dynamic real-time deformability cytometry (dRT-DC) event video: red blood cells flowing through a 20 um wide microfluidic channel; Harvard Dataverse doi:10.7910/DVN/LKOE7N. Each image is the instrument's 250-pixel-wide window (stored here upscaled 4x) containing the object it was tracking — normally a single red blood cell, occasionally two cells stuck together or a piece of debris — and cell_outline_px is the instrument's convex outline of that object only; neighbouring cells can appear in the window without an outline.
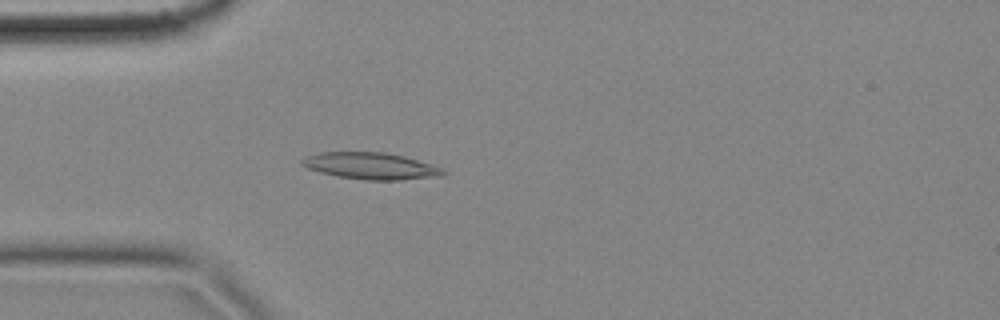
{"species": "common noctule bat (a hibernating species)", "species_latin": "Nyctalus noctula", "temperature_condition": "cold", "stored_images_in_passage": 58, "camera_frame_rate_fps": 3000, "um_per_image_px": 0.085, "animal": {"sex": "female", "body_mass_g": 18.4}, "frame": {"image": 1, "passage_image": 16, "time_ms": 5.0, "image_size_px": [1000, 320], "cell_outline_px": [[448, 172], [444, 176], [400, 180], [364, 180], [336, 176], [320, 172], [308, 168], [300, 164], [300, 160], [304, 156], [320, 152], [384, 152], [404, 156], [432, 164]], "centroid_in_image_um": [31.51, 14.11], "position_along_channel_um": 53.5, "area_um2": 22.2}}
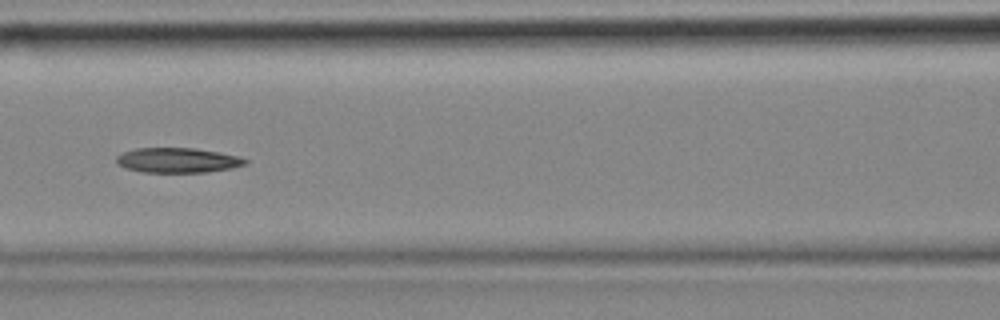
{"frame": {"image": 2, "passage_image": 25, "time_ms": 8.0, "image_size_px": [1000, 320], "cell_outline_px": [[248, 164], [232, 168], [208, 172], [144, 172], [124, 168], [116, 164], [116, 156], [124, 152], [136, 148], [196, 148], [220, 152], [240, 156], [248, 160]], "centroid_in_image_um": [15.12, 13.62], "position_along_channel_um": 151.5, "area_um2": 18.9}}
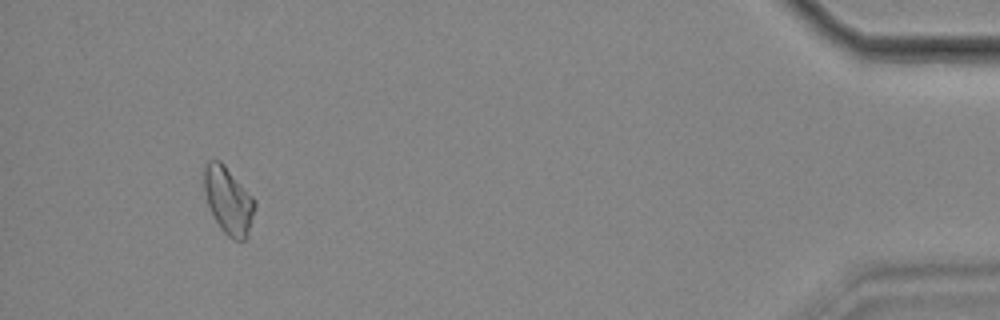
{"frame": {"image": 3, "passage_image": 54, "time_ms": 17.667, "image_size_px": [1000, 320], "cell_outline_px": [[256, 204], [248, 236], [244, 240], [232, 240], [220, 228], [208, 204], [204, 192], [200, 172], [208, 160], [220, 160], [224, 164], [256, 200]], "centroid_in_image_um": [19.38, 17.0], "position_along_channel_um": 415.8, "area_um2": 20.17}}